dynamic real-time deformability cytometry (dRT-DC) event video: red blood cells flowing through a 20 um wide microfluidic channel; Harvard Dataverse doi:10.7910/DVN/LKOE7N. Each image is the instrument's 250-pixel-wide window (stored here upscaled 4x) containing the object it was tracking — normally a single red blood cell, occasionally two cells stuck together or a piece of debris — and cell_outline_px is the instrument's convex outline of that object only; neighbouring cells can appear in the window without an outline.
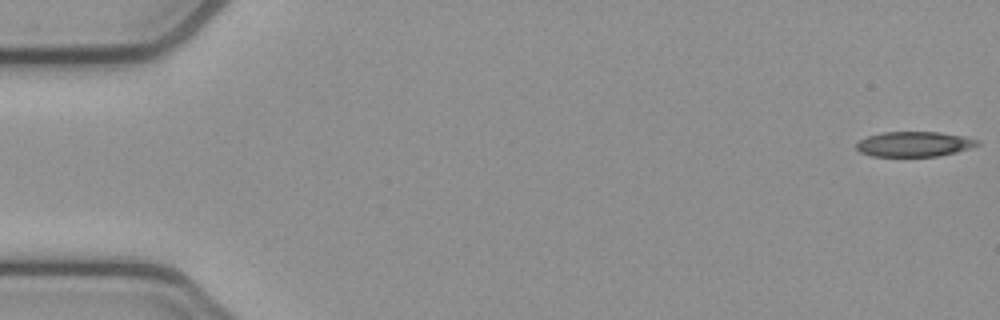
{"species": "common noctule bat (a hibernating species)", "species_latin": "Nyctalus noctula", "temperature_condition": "cold", "stored_images_in_passage": 53, "camera_frame_rate_fps": 3000, "um_per_image_px": 0.085, "animal": {"sex": "female", "body_mass_g": 21.9}, "frame": {"image": 1, "passage_image": 1, "time_ms": 0.0, "image_size_px": [1000, 320], "cell_outline_px": [[980, 144], [956, 152], [940, 156], [872, 156], [860, 152], [856, 148], [856, 144], [860, 140], [868, 136], [884, 132], [940, 132], [964, 136], [980, 140]], "centroid_in_image_um": [77.72, 12.24], "position_along_channel_um": 7.3, "area_um2": 17.63}}
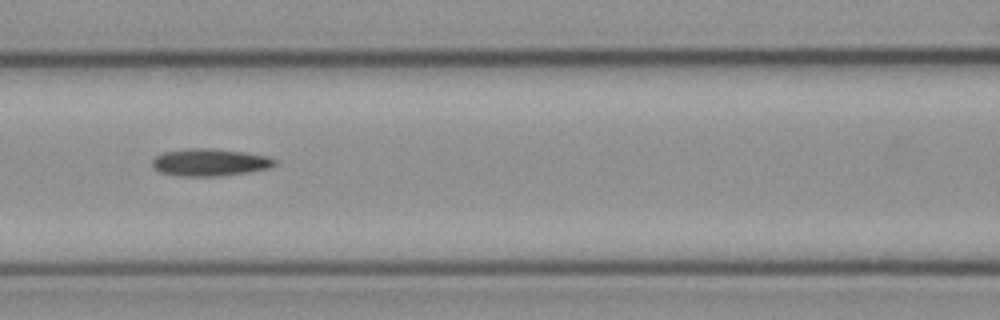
{"frame": {"image": 2, "passage_image": 23, "time_ms": 7.333, "image_size_px": [1000, 320], "cell_outline_px": [[276, 164], [272, 168], [252, 172], [220, 176], [176, 176], [160, 172], [152, 168], [152, 160], [156, 156], [164, 152], [184, 148], [208, 148], [244, 152], [268, 156], [276, 160]], "centroid_in_image_um": [17.85, 13.81], "position_along_channel_um": 148.8, "area_um2": 19.83}}
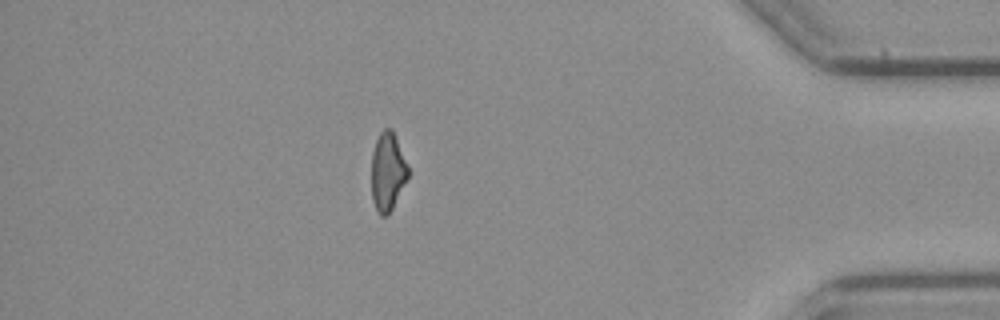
{"frame": {"image": 3, "passage_image": 46, "time_ms": 15.0, "image_size_px": [1000, 320], "cell_outline_px": [[408, 176], [388, 216], [380, 216], [376, 212], [372, 200], [372, 152], [376, 140], [380, 132], [384, 128], [392, 128], [408, 164]], "centroid_in_image_um": [32.94, 14.59], "position_along_channel_um": 402.3, "area_um2": 16.76}}